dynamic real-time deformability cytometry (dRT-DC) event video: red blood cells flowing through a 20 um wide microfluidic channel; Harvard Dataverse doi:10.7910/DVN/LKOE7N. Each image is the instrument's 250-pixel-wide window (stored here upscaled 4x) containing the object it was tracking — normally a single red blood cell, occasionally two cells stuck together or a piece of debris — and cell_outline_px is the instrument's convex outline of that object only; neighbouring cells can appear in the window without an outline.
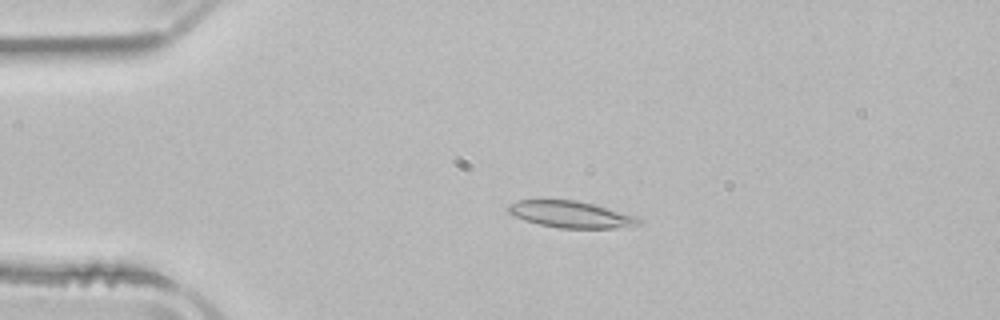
{"species": "common noctule bat (a hibernating species)", "species_latin": "Nyctalus noctula", "temperature_condition": "room temperature", "stored_images_in_passage": 52, "camera_frame_rate_fps": 3000, "um_per_image_px": 0.085, "animal": {"sex": "male", "body_mass_g": 21.5, "forearm_length_mm": 52.0}, "frame": {"image": 1, "passage_image": 11, "time_ms": 3.333, "image_size_px": [1000, 320], "cell_outline_px": [[644, 220], [640, 224], [612, 228], [560, 228], [540, 224], [524, 220], [508, 212], [508, 208], [512, 204], [520, 200], [576, 200], [640, 216]], "centroid_in_image_um": [48.61, 18.23], "position_along_channel_um": 36.4, "area_um2": 20.06}}
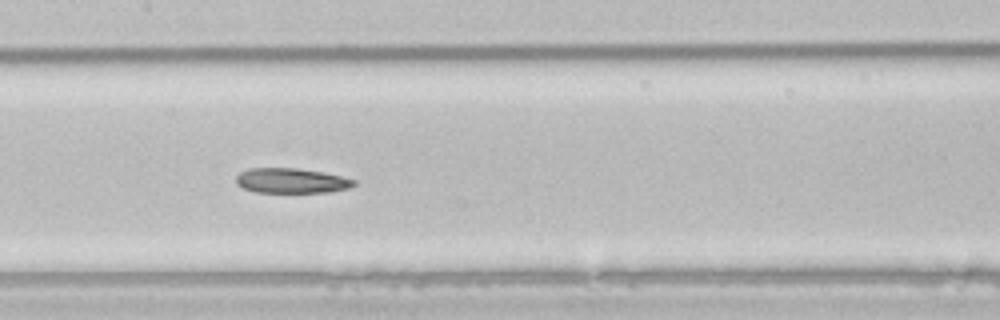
{"frame": {"image": 2, "passage_image": 25, "time_ms": 8.0, "image_size_px": [1000, 320], "cell_outline_px": [[356, 184], [348, 188], [328, 192], [256, 192], [244, 188], [236, 184], [236, 176], [240, 172], [248, 168], [296, 168], [324, 172], [356, 180]], "centroid_in_image_um": [24.75, 15.35], "position_along_channel_um": 182.6, "area_um2": 17.11}}
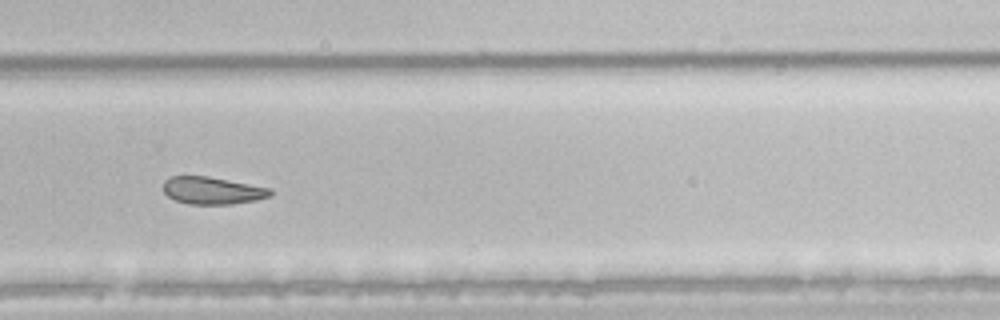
{"frame": {"image": 3, "passage_image": 35, "time_ms": 11.333, "image_size_px": [1000, 320], "cell_outline_px": [[272, 196], [256, 200], [232, 204], [188, 204], [176, 200], [168, 196], [164, 192], [164, 180], [172, 176], [208, 176], [272, 188]], "centroid_in_image_um": [18.08, 16.19], "position_along_channel_um": 311.7, "area_um2": 17.11}}